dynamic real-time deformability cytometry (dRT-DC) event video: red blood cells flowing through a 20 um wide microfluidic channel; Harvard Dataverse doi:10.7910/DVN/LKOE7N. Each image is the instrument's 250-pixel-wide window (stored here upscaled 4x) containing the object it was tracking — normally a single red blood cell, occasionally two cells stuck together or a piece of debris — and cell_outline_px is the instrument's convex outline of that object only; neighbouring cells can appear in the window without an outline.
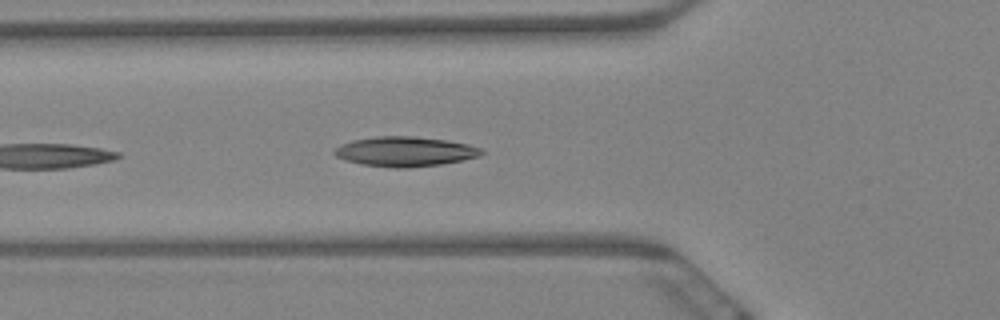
{"species": "Egyptian fruit bat (a non-hibernating species)", "species_latin": "Rousettus aegyptiacus", "temperature_condition": "warm", "stored_images_in_passage": 6, "camera_frame_rate_fps": 3000, "um_per_image_px": 0.085, "animal": {"sex": "female"}, "frame": {"image": 1, "passage_image": 6, "time_ms": 1.667, "image_size_px": [1000, 320], "cell_outline_px": [[484, 152], [480, 156], [464, 160], [440, 164], [408, 168], [396, 168], [360, 164], [344, 160], [336, 156], [332, 152], [340, 144], [352, 140], [376, 136], [412, 136], [448, 140], [468, 144], [480, 148]], "centroid_in_image_um": [34.41, 12.88], "position_along_channel_um": 91.4, "area_um2": 25.66}}